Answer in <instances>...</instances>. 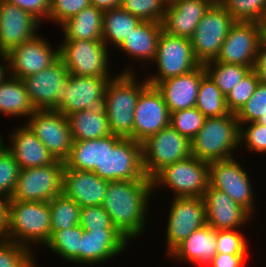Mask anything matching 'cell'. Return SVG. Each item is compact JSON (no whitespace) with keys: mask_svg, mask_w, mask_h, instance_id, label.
<instances>
[{"mask_svg":"<svg viewBox=\"0 0 266 267\" xmlns=\"http://www.w3.org/2000/svg\"><path fill=\"white\" fill-rule=\"evenodd\" d=\"M152 195L151 179L109 181L102 207L128 241L144 234Z\"/></svg>","mask_w":266,"mask_h":267,"instance_id":"cell-1","label":"cell"},{"mask_svg":"<svg viewBox=\"0 0 266 267\" xmlns=\"http://www.w3.org/2000/svg\"><path fill=\"white\" fill-rule=\"evenodd\" d=\"M50 237L51 216L48 202L6 201L5 239L33 251L34 245L44 247Z\"/></svg>","mask_w":266,"mask_h":267,"instance_id":"cell-2","label":"cell"},{"mask_svg":"<svg viewBox=\"0 0 266 267\" xmlns=\"http://www.w3.org/2000/svg\"><path fill=\"white\" fill-rule=\"evenodd\" d=\"M135 68H125L105 88L106 116L114 135L133 139L134 112L141 91L149 84L137 80Z\"/></svg>","mask_w":266,"mask_h":267,"instance_id":"cell-3","label":"cell"},{"mask_svg":"<svg viewBox=\"0 0 266 267\" xmlns=\"http://www.w3.org/2000/svg\"><path fill=\"white\" fill-rule=\"evenodd\" d=\"M240 146V124L234 113L205 118L202 128L191 140V156L213 162L233 158Z\"/></svg>","mask_w":266,"mask_h":267,"instance_id":"cell-4","label":"cell"},{"mask_svg":"<svg viewBox=\"0 0 266 267\" xmlns=\"http://www.w3.org/2000/svg\"><path fill=\"white\" fill-rule=\"evenodd\" d=\"M108 181L150 179L143 167L142 144L118 135L104 136L103 171H94Z\"/></svg>","mask_w":266,"mask_h":267,"instance_id":"cell-5","label":"cell"},{"mask_svg":"<svg viewBox=\"0 0 266 267\" xmlns=\"http://www.w3.org/2000/svg\"><path fill=\"white\" fill-rule=\"evenodd\" d=\"M153 191L168 187L175 197H203L209 186V162L190 156L161 170L153 179Z\"/></svg>","mask_w":266,"mask_h":267,"instance_id":"cell-6","label":"cell"},{"mask_svg":"<svg viewBox=\"0 0 266 267\" xmlns=\"http://www.w3.org/2000/svg\"><path fill=\"white\" fill-rule=\"evenodd\" d=\"M141 144L144 172L151 180L166 166L191 156V141L170 125Z\"/></svg>","mask_w":266,"mask_h":267,"instance_id":"cell-7","label":"cell"},{"mask_svg":"<svg viewBox=\"0 0 266 267\" xmlns=\"http://www.w3.org/2000/svg\"><path fill=\"white\" fill-rule=\"evenodd\" d=\"M235 22L218 0L210 6L191 38L194 56L200 65L217 58L229 29Z\"/></svg>","mask_w":266,"mask_h":267,"instance_id":"cell-8","label":"cell"},{"mask_svg":"<svg viewBox=\"0 0 266 267\" xmlns=\"http://www.w3.org/2000/svg\"><path fill=\"white\" fill-rule=\"evenodd\" d=\"M153 62L157 64L158 73L145 78L152 86L165 79L187 74L200 66L194 56L191 39L174 36L165 31L160 34Z\"/></svg>","mask_w":266,"mask_h":267,"instance_id":"cell-9","label":"cell"},{"mask_svg":"<svg viewBox=\"0 0 266 267\" xmlns=\"http://www.w3.org/2000/svg\"><path fill=\"white\" fill-rule=\"evenodd\" d=\"M108 50V51H107ZM109 48L103 41H63L59 46V57L68 74L88 77H112L109 74Z\"/></svg>","mask_w":266,"mask_h":267,"instance_id":"cell-10","label":"cell"},{"mask_svg":"<svg viewBox=\"0 0 266 267\" xmlns=\"http://www.w3.org/2000/svg\"><path fill=\"white\" fill-rule=\"evenodd\" d=\"M65 164L56 160L45 166L21 169L15 191L6 201L49 202L62 194Z\"/></svg>","mask_w":266,"mask_h":267,"instance_id":"cell-11","label":"cell"},{"mask_svg":"<svg viewBox=\"0 0 266 267\" xmlns=\"http://www.w3.org/2000/svg\"><path fill=\"white\" fill-rule=\"evenodd\" d=\"M22 81L35 110H56L64 102L69 74L59 57L47 68Z\"/></svg>","mask_w":266,"mask_h":267,"instance_id":"cell-12","label":"cell"},{"mask_svg":"<svg viewBox=\"0 0 266 267\" xmlns=\"http://www.w3.org/2000/svg\"><path fill=\"white\" fill-rule=\"evenodd\" d=\"M236 159L209 162V185L226 193L252 215L256 209L254 189L250 175Z\"/></svg>","mask_w":266,"mask_h":267,"instance_id":"cell-13","label":"cell"},{"mask_svg":"<svg viewBox=\"0 0 266 267\" xmlns=\"http://www.w3.org/2000/svg\"><path fill=\"white\" fill-rule=\"evenodd\" d=\"M170 203L165 235L166 256L194 231L206 225L203 197H175Z\"/></svg>","mask_w":266,"mask_h":267,"instance_id":"cell-14","label":"cell"},{"mask_svg":"<svg viewBox=\"0 0 266 267\" xmlns=\"http://www.w3.org/2000/svg\"><path fill=\"white\" fill-rule=\"evenodd\" d=\"M26 120L54 159L65 162L73 143L67 116L57 110H35Z\"/></svg>","mask_w":266,"mask_h":267,"instance_id":"cell-15","label":"cell"},{"mask_svg":"<svg viewBox=\"0 0 266 267\" xmlns=\"http://www.w3.org/2000/svg\"><path fill=\"white\" fill-rule=\"evenodd\" d=\"M112 78L69 74V83L64 90V102L56 110L66 116L82 110L106 114L104 92L108 81Z\"/></svg>","mask_w":266,"mask_h":267,"instance_id":"cell-16","label":"cell"},{"mask_svg":"<svg viewBox=\"0 0 266 267\" xmlns=\"http://www.w3.org/2000/svg\"><path fill=\"white\" fill-rule=\"evenodd\" d=\"M261 40L260 23L236 21L229 29L215 60L253 69Z\"/></svg>","mask_w":266,"mask_h":267,"instance_id":"cell-17","label":"cell"},{"mask_svg":"<svg viewBox=\"0 0 266 267\" xmlns=\"http://www.w3.org/2000/svg\"><path fill=\"white\" fill-rule=\"evenodd\" d=\"M170 125V112L156 86L147 85L140 93L133 125V140L142 143Z\"/></svg>","mask_w":266,"mask_h":267,"instance_id":"cell-18","label":"cell"},{"mask_svg":"<svg viewBox=\"0 0 266 267\" xmlns=\"http://www.w3.org/2000/svg\"><path fill=\"white\" fill-rule=\"evenodd\" d=\"M7 57L9 76L23 79L54 63L59 58V46L53 49L45 38L37 34L12 49Z\"/></svg>","mask_w":266,"mask_h":267,"instance_id":"cell-19","label":"cell"},{"mask_svg":"<svg viewBox=\"0 0 266 267\" xmlns=\"http://www.w3.org/2000/svg\"><path fill=\"white\" fill-rule=\"evenodd\" d=\"M41 24L31 13L0 0V53L7 54L34 38Z\"/></svg>","mask_w":266,"mask_h":267,"instance_id":"cell-20","label":"cell"},{"mask_svg":"<svg viewBox=\"0 0 266 267\" xmlns=\"http://www.w3.org/2000/svg\"><path fill=\"white\" fill-rule=\"evenodd\" d=\"M203 200L206 209V225L215 230H234L249 224L252 215L235 203L226 193L210 185ZM246 224V225H245Z\"/></svg>","mask_w":266,"mask_h":267,"instance_id":"cell-21","label":"cell"},{"mask_svg":"<svg viewBox=\"0 0 266 267\" xmlns=\"http://www.w3.org/2000/svg\"><path fill=\"white\" fill-rule=\"evenodd\" d=\"M129 242L117 229L84 230L80 244V265L93 266L109 261L122 254Z\"/></svg>","mask_w":266,"mask_h":267,"instance_id":"cell-22","label":"cell"},{"mask_svg":"<svg viewBox=\"0 0 266 267\" xmlns=\"http://www.w3.org/2000/svg\"><path fill=\"white\" fill-rule=\"evenodd\" d=\"M109 181L92 171L63 170L62 193L73 199L81 208L102 206Z\"/></svg>","mask_w":266,"mask_h":267,"instance_id":"cell-23","label":"cell"},{"mask_svg":"<svg viewBox=\"0 0 266 267\" xmlns=\"http://www.w3.org/2000/svg\"><path fill=\"white\" fill-rule=\"evenodd\" d=\"M216 0H176L167 5L161 22L163 31L191 39L207 10Z\"/></svg>","mask_w":266,"mask_h":267,"instance_id":"cell-24","label":"cell"},{"mask_svg":"<svg viewBox=\"0 0 266 267\" xmlns=\"http://www.w3.org/2000/svg\"><path fill=\"white\" fill-rule=\"evenodd\" d=\"M206 74L204 65L193 71L165 79L156 85L170 113L195 107L201 78Z\"/></svg>","mask_w":266,"mask_h":267,"instance_id":"cell-25","label":"cell"},{"mask_svg":"<svg viewBox=\"0 0 266 267\" xmlns=\"http://www.w3.org/2000/svg\"><path fill=\"white\" fill-rule=\"evenodd\" d=\"M12 131L7 149L14 155L20 169L49 165L56 160L45 145L24 123Z\"/></svg>","mask_w":266,"mask_h":267,"instance_id":"cell-26","label":"cell"},{"mask_svg":"<svg viewBox=\"0 0 266 267\" xmlns=\"http://www.w3.org/2000/svg\"><path fill=\"white\" fill-rule=\"evenodd\" d=\"M216 230L205 225L199 230L194 231L181 244H179L170 254L169 257L175 259L178 263L188 262L206 267L216 256Z\"/></svg>","mask_w":266,"mask_h":267,"instance_id":"cell-27","label":"cell"},{"mask_svg":"<svg viewBox=\"0 0 266 267\" xmlns=\"http://www.w3.org/2000/svg\"><path fill=\"white\" fill-rule=\"evenodd\" d=\"M162 24L159 22L141 21L139 25L133 29L123 43L118 47L122 53L141 61L145 65L155 60L157 54V45L160 34L162 33ZM148 62V63H147Z\"/></svg>","mask_w":266,"mask_h":267,"instance_id":"cell-28","label":"cell"},{"mask_svg":"<svg viewBox=\"0 0 266 267\" xmlns=\"http://www.w3.org/2000/svg\"><path fill=\"white\" fill-rule=\"evenodd\" d=\"M103 13L101 9L90 5L67 19L60 25L64 35L62 41H102Z\"/></svg>","mask_w":266,"mask_h":267,"instance_id":"cell-29","label":"cell"},{"mask_svg":"<svg viewBox=\"0 0 266 267\" xmlns=\"http://www.w3.org/2000/svg\"><path fill=\"white\" fill-rule=\"evenodd\" d=\"M35 112L22 79L7 77L0 83V113L7 116H27Z\"/></svg>","mask_w":266,"mask_h":267,"instance_id":"cell-30","label":"cell"},{"mask_svg":"<svg viewBox=\"0 0 266 267\" xmlns=\"http://www.w3.org/2000/svg\"><path fill=\"white\" fill-rule=\"evenodd\" d=\"M104 137L90 140H73L69 157L64 162L68 169L103 171Z\"/></svg>","mask_w":266,"mask_h":267,"instance_id":"cell-31","label":"cell"},{"mask_svg":"<svg viewBox=\"0 0 266 267\" xmlns=\"http://www.w3.org/2000/svg\"><path fill=\"white\" fill-rule=\"evenodd\" d=\"M73 140H92L112 134L106 114L82 110L67 116Z\"/></svg>","mask_w":266,"mask_h":267,"instance_id":"cell-32","label":"cell"},{"mask_svg":"<svg viewBox=\"0 0 266 267\" xmlns=\"http://www.w3.org/2000/svg\"><path fill=\"white\" fill-rule=\"evenodd\" d=\"M140 22L121 7L106 10L103 13L102 41L107 47L110 44L118 48Z\"/></svg>","mask_w":266,"mask_h":267,"instance_id":"cell-33","label":"cell"},{"mask_svg":"<svg viewBox=\"0 0 266 267\" xmlns=\"http://www.w3.org/2000/svg\"><path fill=\"white\" fill-rule=\"evenodd\" d=\"M195 107L205 118L220 117L229 114L225 95L206 73L201 78Z\"/></svg>","mask_w":266,"mask_h":267,"instance_id":"cell-34","label":"cell"},{"mask_svg":"<svg viewBox=\"0 0 266 267\" xmlns=\"http://www.w3.org/2000/svg\"><path fill=\"white\" fill-rule=\"evenodd\" d=\"M83 228L75 225L69 229L54 232L46 244L48 250L59 255L64 261L80 264V244Z\"/></svg>","mask_w":266,"mask_h":267,"instance_id":"cell-35","label":"cell"},{"mask_svg":"<svg viewBox=\"0 0 266 267\" xmlns=\"http://www.w3.org/2000/svg\"><path fill=\"white\" fill-rule=\"evenodd\" d=\"M51 216V235L54 232L79 225L81 207L63 193L49 202Z\"/></svg>","mask_w":266,"mask_h":267,"instance_id":"cell-36","label":"cell"},{"mask_svg":"<svg viewBox=\"0 0 266 267\" xmlns=\"http://www.w3.org/2000/svg\"><path fill=\"white\" fill-rule=\"evenodd\" d=\"M206 73L226 96L251 70L248 66L227 64L216 60L204 64Z\"/></svg>","mask_w":266,"mask_h":267,"instance_id":"cell-37","label":"cell"},{"mask_svg":"<svg viewBox=\"0 0 266 267\" xmlns=\"http://www.w3.org/2000/svg\"><path fill=\"white\" fill-rule=\"evenodd\" d=\"M235 21L260 23L266 12V0H218Z\"/></svg>","mask_w":266,"mask_h":267,"instance_id":"cell-38","label":"cell"},{"mask_svg":"<svg viewBox=\"0 0 266 267\" xmlns=\"http://www.w3.org/2000/svg\"><path fill=\"white\" fill-rule=\"evenodd\" d=\"M34 255L28 247L0 239V267H38Z\"/></svg>","mask_w":266,"mask_h":267,"instance_id":"cell-39","label":"cell"},{"mask_svg":"<svg viewBox=\"0 0 266 267\" xmlns=\"http://www.w3.org/2000/svg\"><path fill=\"white\" fill-rule=\"evenodd\" d=\"M259 82L258 75L251 69L225 96L228 111L237 114L251 98Z\"/></svg>","mask_w":266,"mask_h":267,"instance_id":"cell-40","label":"cell"},{"mask_svg":"<svg viewBox=\"0 0 266 267\" xmlns=\"http://www.w3.org/2000/svg\"><path fill=\"white\" fill-rule=\"evenodd\" d=\"M20 170L14 155L5 145L0 150V196L4 200L11 199L16 188Z\"/></svg>","mask_w":266,"mask_h":267,"instance_id":"cell-41","label":"cell"},{"mask_svg":"<svg viewBox=\"0 0 266 267\" xmlns=\"http://www.w3.org/2000/svg\"><path fill=\"white\" fill-rule=\"evenodd\" d=\"M204 121V115L196 107L170 113V126L190 141L202 128Z\"/></svg>","mask_w":266,"mask_h":267,"instance_id":"cell-42","label":"cell"},{"mask_svg":"<svg viewBox=\"0 0 266 267\" xmlns=\"http://www.w3.org/2000/svg\"><path fill=\"white\" fill-rule=\"evenodd\" d=\"M120 7L141 21L159 23L163 20L166 8L161 0H122Z\"/></svg>","mask_w":266,"mask_h":267,"instance_id":"cell-43","label":"cell"},{"mask_svg":"<svg viewBox=\"0 0 266 267\" xmlns=\"http://www.w3.org/2000/svg\"><path fill=\"white\" fill-rule=\"evenodd\" d=\"M217 254L248 255L247 239L239 230H216Z\"/></svg>","mask_w":266,"mask_h":267,"instance_id":"cell-44","label":"cell"},{"mask_svg":"<svg viewBox=\"0 0 266 267\" xmlns=\"http://www.w3.org/2000/svg\"><path fill=\"white\" fill-rule=\"evenodd\" d=\"M263 114H266V83L260 81L251 98L236 116L239 124H244L256 122Z\"/></svg>","mask_w":266,"mask_h":267,"instance_id":"cell-45","label":"cell"},{"mask_svg":"<svg viewBox=\"0 0 266 267\" xmlns=\"http://www.w3.org/2000/svg\"><path fill=\"white\" fill-rule=\"evenodd\" d=\"M243 144L248 151L266 153V126L256 122L240 124L241 147Z\"/></svg>","mask_w":266,"mask_h":267,"instance_id":"cell-46","label":"cell"},{"mask_svg":"<svg viewBox=\"0 0 266 267\" xmlns=\"http://www.w3.org/2000/svg\"><path fill=\"white\" fill-rule=\"evenodd\" d=\"M79 225L86 231L116 229L111 217L102 206L81 208Z\"/></svg>","mask_w":266,"mask_h":267,"instance_id":"cell-47","label":"cell"},{"mask_svg":"<svg viewBox=\"0 0 266 267\" xmlns=\"http://www.w3.org/2000/svg\"><path fill=\"white\" fill-rule=\"evenodd\" d=\"M90 5V0H51L48 19L53 21V24L56 22L60 26Z\"/></svg>","mask_w":266,"mask_h":267,"instance_id":"cell-48","label":"cell"},{"mask_svg":"<svg viewBox=\"0 0 266 267\" xmlns=\"http://www.w3.org/2000/svg\"><path fill=\"white\" fill-rule=\"evenodd\" d=\"M31 13L42 24L44 19L48 21L50 12V0H4ZM43 20V21H42Z\"/></svg>","mask_w":266,"mask_h":267,"instance_id":"cell-49","label":"cell"},{"mask_svg":"<svg viewBox=\"0 0 266 267\" xmlns=\"http://www.w3.org/2000/svg\"><path fill=\"white\" fill-rule=\"evenodd\" d=\"M248 255L216 254L206 267H243Z\"/></svg>","mask_w":266,"mask_h":267,"instance_id":"cell-50","label":"cell"},{"mask_svg":"<svg viewBox=\"0 0 266 267\" xmlns=\"http://www.w3.org/2000/svg\"><path fill=\"white\" fill-rule=\"evenodd\" d=\"M253 70L258 75L260 81L266 83V41L263 39L261 40L258 48Z\"/></svg>","mask_w":266,"mask_h":267,"instance_id":"cell-51","label":"cell"},{"mask_svg":"<svg viewBox=\"0 0 266 267\" xmlns=\"http://www.w3.org/2000/svg\"><path fill=\"white\" fill-rule=\"evenodd\" d=\"M122 0H90L92 6H95L102 11L111 10L120 7Z\"/></svg>","mask_w":266,"mask_h":267,"instance_id":"cell-52","label":"cell"},{"mask_svg":"<svg viewBox=\"0 0 266 267\" xmlns=\"http://www.w3.org/2000/svg\"><path fill=\"white\" fill-rule=\"evenodd\" d=\"M0 83L7 77L5 75H9V68H8V57L7 54L0 53ZM4 63V64H2ZM6 72V73H5Z\"/></svg>","mask_w":266,"mask_h":267,"instance_id":"cell-53","label":"cell"},{"mask_svg":"<svg viewBox=\"0 0 266 267\" xmlns=\"http://www.w3.org/2000/svg\"><path fill=\"white\" fill-rule=\"evenodd\" d=\"M5 203L6 200H4L0 196V239L4 238V227H5Z\"/></svg>","mask_w":266,"mask_h":267,"instance_id":"cell-54","label":"cell"},{"mask_svg":"<svg viewBox=\"0 0 266 267\" xmlns=\"http://www.w3.org/2000/svg\"><path fill=\"white\" fill-rule=\"evenodd\" d=\"M262 39L266 41V12L260 22Z\"/></svg>","mask_w":266,"mask_h":267,"instance_id":"cell-55","label":"cell"},{"mask_svg":"<svg viewBox=\"0 0 266 267\" xmlns=\"http://www.w3.org/2000/svg\"><path fill=\"white\" fill-rule=\"evenodd\" d=\"M256 123L262 124L266 126V114L261 115L257 120Z\"/></svg>","mask_w":266,"mask_h":267,"instance_id":"cell-56","label":"cell"},{"mask_svg":"<svg viewBox=\"0 0 266 267\" xmlns=\"http://www.w3.org/2000/svg\"><path fill=\"white\" fill-rule=\"evenodd\" d=\"M165 6L173 4L176 0H161Z\"/></svg>","mask_w":266,"mask_h":267,"instance_id":"cell-57","label":"cell"},{"mask_svg":"<svg viewBox=\"0 0 266 267\" xmlns=\"http://www.w3.org/2000/svg\"><path fill=\"white\" fill-rule=\"evenodd\" d=\"M2 138H3V136L0 135V150L5 146V142Z\"/></svg>","mask_w":266,"mask_h":267,"instance_id":"cell-58","label":"cell"}]
</instances>
